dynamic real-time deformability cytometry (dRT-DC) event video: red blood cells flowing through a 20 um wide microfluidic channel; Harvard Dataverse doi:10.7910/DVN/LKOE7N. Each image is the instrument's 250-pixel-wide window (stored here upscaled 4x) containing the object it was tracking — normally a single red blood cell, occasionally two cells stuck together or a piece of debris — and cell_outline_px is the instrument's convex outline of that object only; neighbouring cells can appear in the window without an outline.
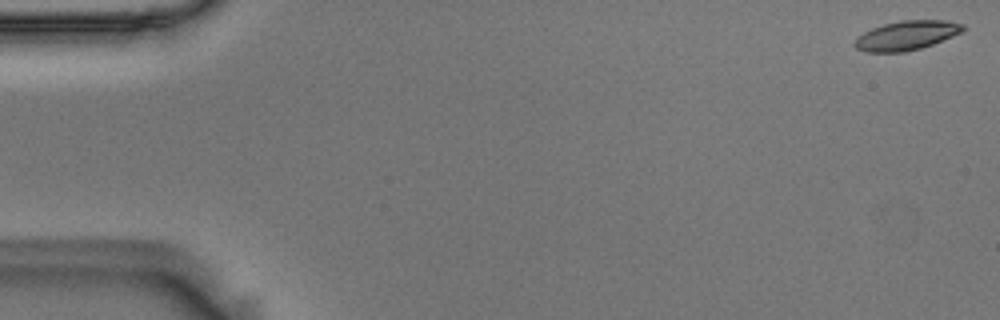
{"species": "Egyptian fruit bat (a non-hibernating species)", "species_latin": "Rousettus aegyptiacus", "temperature_condition": "room temperature", "stored_images_in_passage": 54, "camera_frame_rate_fps": 3000, "um_per_image_px": 0.085, "animal": {"sex": "male"}, "frame": {"image": 1, "passage_image": 1, "time_ms": 0.0, "image_size_px": [1000, 320], "cell_outline_px": [[968, 28], [964, 32], [932, 44], [920, 48], [904, 52], [864, 52], [856, 48], [852, 44], [856, 36], [872, 28], [884, 24], [900, 20], [944, 20], [964, 24]], "centroid_in_image_um": [77.06, 3.01], "position_along_channel_um": 7.9, "area_um2": 18.73}}
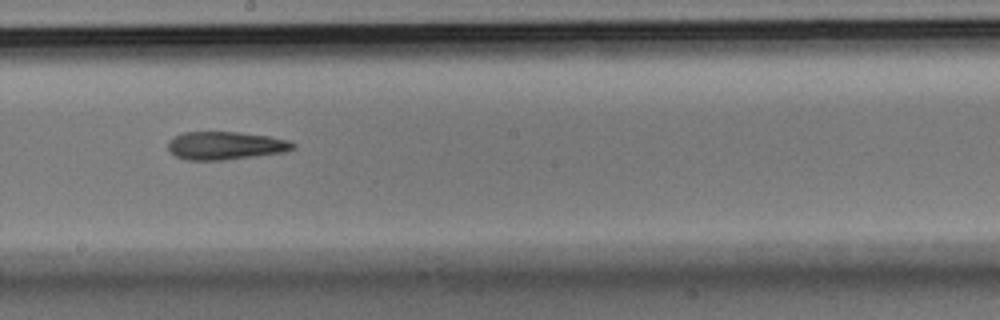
{"frame": {"image": 2, "passage_image": 30, "time_ms": 9.667, "image_size_px": [1000, 320], "cell_outline_px": [[296, 148], [284, 152], [256, 156], [224, 160], [184, 160], [176, 156], [168, 148], [168, 140], [184, 132], [240, 132], [268, 136], [288, 140], [296, 144]], "centroid_in_image_um": [19.18, 12.38], "position_along_channel_um": 229.0, "area_um2": 20.46}}
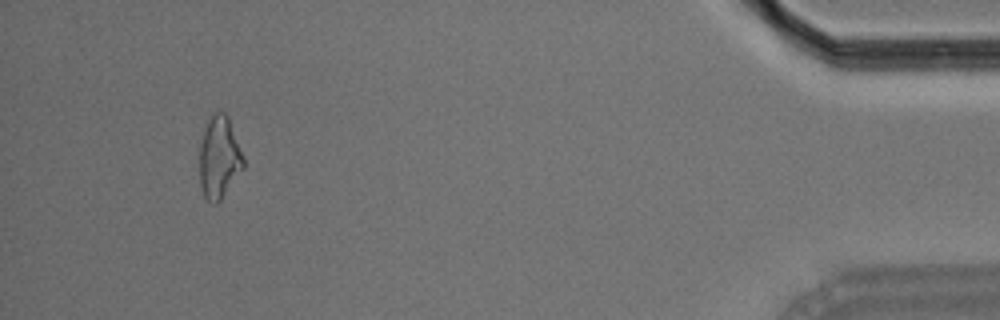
{"frame": {"image": 3, "passage_image": 51, "time_ms": 16.667, "image_size_px": [1000, 320], "cell_outline_px": [[244, 168], [220, 200], [216, 204], [212, 204], [204, 196], [200, 184], [200, 144], [208, 120], [212, 112], [216, 108], [224, 112], [228, 116], [244, 156]], "centroid_in_image_um": [18.64, 13.35], "position_along_channel_um": 416.6, "area_um2": 21.15}}